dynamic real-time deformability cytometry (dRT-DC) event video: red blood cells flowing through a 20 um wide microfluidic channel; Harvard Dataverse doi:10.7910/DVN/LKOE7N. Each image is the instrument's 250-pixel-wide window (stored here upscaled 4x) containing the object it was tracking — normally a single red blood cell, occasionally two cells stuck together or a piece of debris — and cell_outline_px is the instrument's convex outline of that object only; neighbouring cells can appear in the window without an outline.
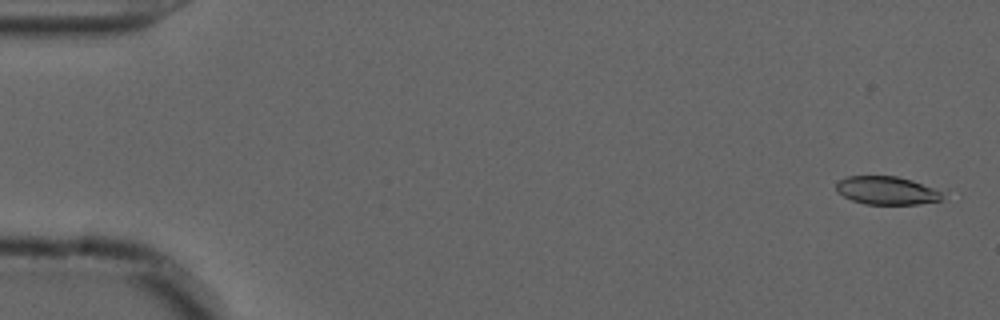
{"species": "common noctule bat (a hibernating species)", "species_latin": "Nyctalus noctula", "temperature_condition": "cold", "stored_images_in_passage": 21, "camera_frame_rate_fps": 3000, "um_per_image_px": 0.085, "animal": {"sex": "male", "forearm_length_mm": 52.5}, "frame": {"image": 1, "passage_image": 2, "time_ms": 0.333, "image_size_px": [1000, 320], "cell_outline_px": [[948, 192], [940, 200], [916, 204], [864, 204], [852, 200], [836, 192], [836, 180], [848, 176], [896, 176], [948, 188]], "centroid_in_image_um": [75.52, 16.17], "position_along_channel_um": 9.5, "area_um2": 18.32}}
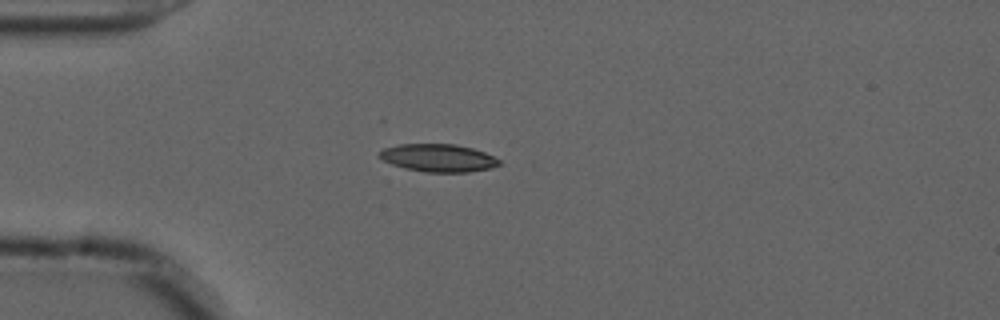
{"frame": {"image": 2, "passage_image": 15, "time_ms": 4.667, "image_size_px": [1000, 320], "cell_outline_px": [[500, 164], [492, 168], [468, 172], [424, 172], [404, 168], [392, 164], [376, 156], [384, 148], [400, 144], [456, 144], [472, 148], [484, 152], [500, 160]], "centroid_in_image_um": [37.25, 13.42], "position_along_channel_um": 47.8, "area_um2": 19.36}}
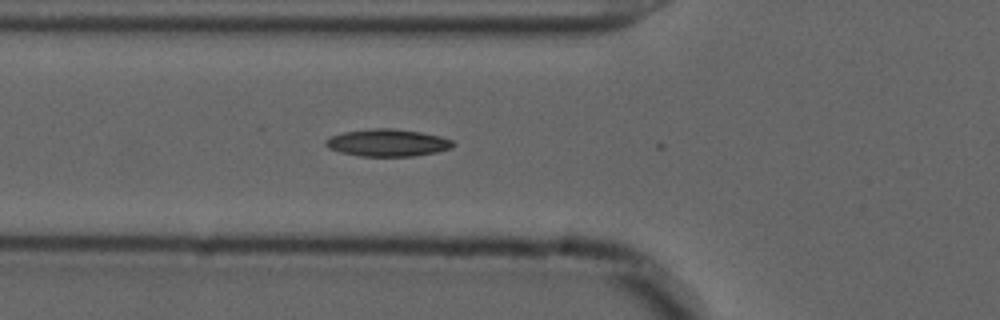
{"frame": {"image": 3, "passage_image": 20, "time_ms": 6.333, "image_size_px": [1000, 320], "cell_outline_px": [[456, 144], [452, 148], [436, 152], [412, 156], [360, 156], [340, 152], [328, 148], [324, 144], [324, 140], [332, 136], [344, 132], [372, 128], [396, 128], [420, 132], [440, 136], [452, 140]], "centroid_in_image_um": [32.94, 12.13], "position_along_channel_um": 92.9, "area_um2": 20.29}}